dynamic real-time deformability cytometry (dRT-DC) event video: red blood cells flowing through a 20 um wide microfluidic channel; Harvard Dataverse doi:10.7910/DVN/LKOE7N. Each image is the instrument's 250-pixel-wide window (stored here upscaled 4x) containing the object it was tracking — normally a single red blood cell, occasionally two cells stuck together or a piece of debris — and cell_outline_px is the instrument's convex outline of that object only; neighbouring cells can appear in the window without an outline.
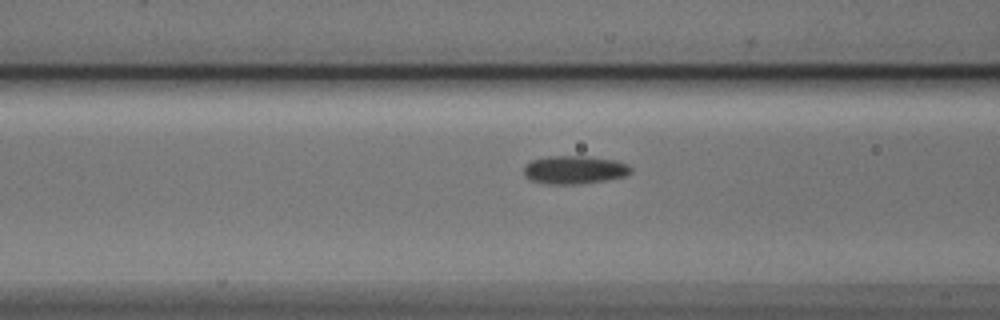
{"species": "Egyptian fruit bat (a non-hibernating species)", "species_latin": "Rousettus aegyptiacus", "temperature_condition": "cold", "stored_images_in_passage": 16, "camera_frame_rate_fps": 3000, "um_per_image_px": 0.085, "animal": {"sex": "male"}, "frame": {"image": 1, "passage_image": 14, "time_ms": 4.333, "image_size_px": [1000, 320], "cell_outline_px": [[632, 172], [624, 176], [604, 180], [580, 184], [544, 184], [528, 180], [524, 176], [524, 164], [532, 160], [548, 156], [588, 156], [616, 160], [628, 164], [632, 168]], "centroid_in_image_um": [48.79, 14.43], "position_along_channel_um": 117.8, "area_um2": 17.86}}